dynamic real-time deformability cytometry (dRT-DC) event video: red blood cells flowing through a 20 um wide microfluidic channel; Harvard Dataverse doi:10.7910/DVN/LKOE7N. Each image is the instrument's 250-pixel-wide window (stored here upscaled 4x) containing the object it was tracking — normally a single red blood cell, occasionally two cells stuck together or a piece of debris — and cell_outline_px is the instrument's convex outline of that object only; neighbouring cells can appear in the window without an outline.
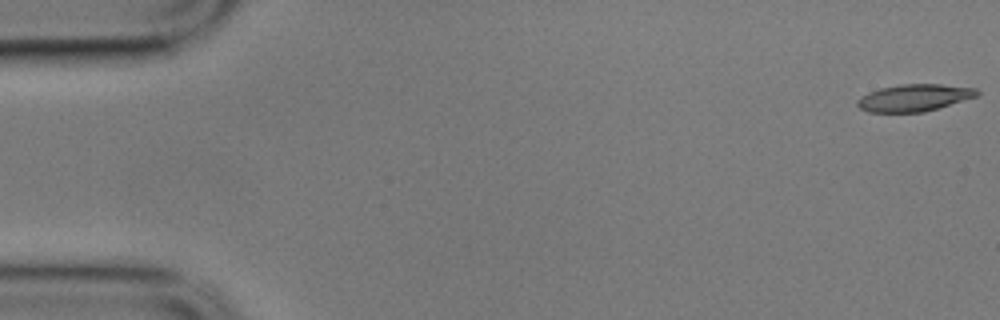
{"species": "common noctule bat (a hibernating species)", "species_latin": "Nyctalus noctula", "temperature_condition": "cold", "stored_images_in_passage": 39, "camera_frame_rate_fps": 3000, "um_per_image_px": 0.085, "animal": {"sex": "male", "body_mass_g": 17.9}, "frame": {"image": 1, "passage_image": 1, "time_ms": 0.0, "image_size_px": [1000, 320], "cell_outline_px": [[980, 92], [976, 96], [924, 112], [868, 112], [860, 108], [856, 104], [856, 100], [860, 96], [868, 92], [880, 88], [900, 84], [940, 84], [976, 88]], "centroid_in_image_um": [77.65, 8.3], "position_along_channel_um": 7.3, "area_um2": 18.79}}
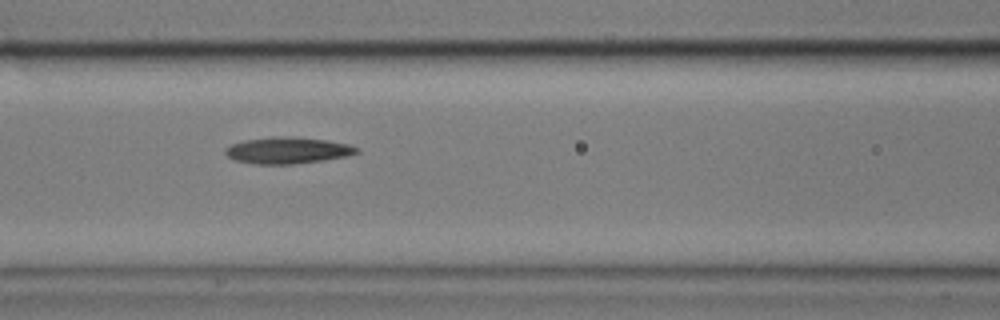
{"frame": {"image": 2, "passage_image": 24, "time_ms": 7.667, "image_size_px": [1000, 320], "cell_outline_px": [[360, 152], [348, 156], [324, 160], [292, 164], [256, 164], [236, 160], [228, 156], [224, 152], [224, 148], [232, 144], [244, 140], [272, 136], [292, 136], [328, 140], [348, 144], [360, 148]], "centroid_in_image_um": [24.48, 12.77], "position_along_channel_um": 142.1, "area_um2": 20.46}}
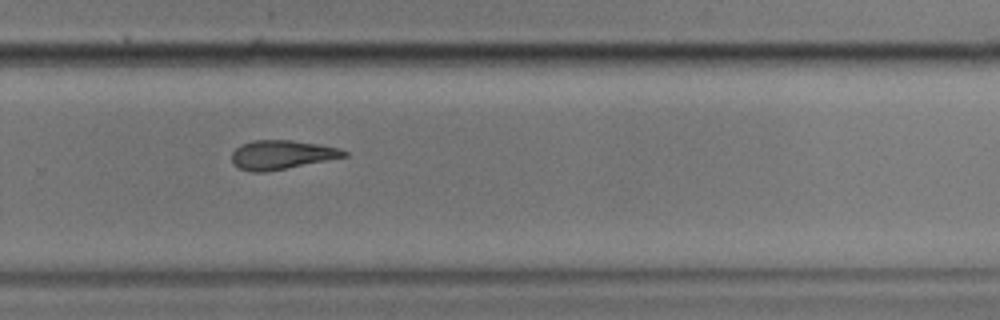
{"frame": {"image": 3, "passage_image": 38, "time_ms": 12.333, "image_size_px": [1000, 320], "cell_outline_px": [[348, 156], [268, 172], [252, 172], [240, 168], [232, 164], [232, 152], [240, 144], [252, 140], [292, 140], [316, 144], [336, 148], [348, 152]], "centroid_in_image_um": [23.89, 13.16], "position_along_channel_um": 305.9, "area_um2": 18.96}}